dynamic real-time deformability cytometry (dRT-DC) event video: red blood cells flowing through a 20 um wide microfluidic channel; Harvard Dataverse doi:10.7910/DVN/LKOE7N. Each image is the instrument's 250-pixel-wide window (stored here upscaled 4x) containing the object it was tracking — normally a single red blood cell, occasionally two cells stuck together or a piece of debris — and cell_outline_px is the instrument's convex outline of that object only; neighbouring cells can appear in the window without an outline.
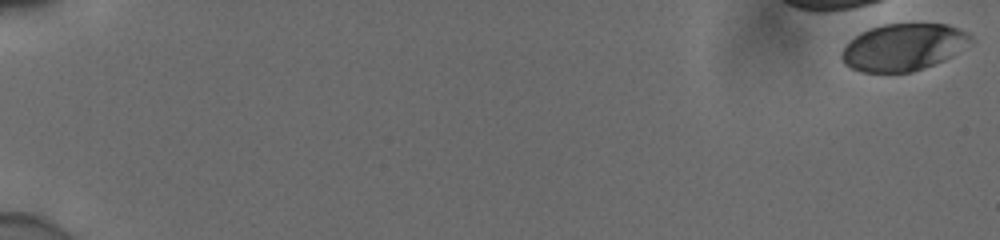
{"species": "human", "species_latin": "Homo sapiens", "temperature_condition": "cold", "stored_images_in_passage": 5, "camera_frame_rate_fps": 3000, "um_per_image_px": 0.085, "donor": {"sex": "male"}, "frame": {"image": 1, "passage_image": 1, "time_ms": 0.0, "image_size_px": [1000, 240], "cell_outline_px": [[972, 40], [952, 56], [944, 60], [924, 68], [912, 72], [860, 72], [844, 64], [840, 56], [840, 52], [856, 36], [872, 28], [884, 24], [948, 24], [968, 32], [972, 36]], "centroid_in_image_um": [76.79, 4.02], "position_along_channel_um": 8.2, "area_um2": 35.08}}